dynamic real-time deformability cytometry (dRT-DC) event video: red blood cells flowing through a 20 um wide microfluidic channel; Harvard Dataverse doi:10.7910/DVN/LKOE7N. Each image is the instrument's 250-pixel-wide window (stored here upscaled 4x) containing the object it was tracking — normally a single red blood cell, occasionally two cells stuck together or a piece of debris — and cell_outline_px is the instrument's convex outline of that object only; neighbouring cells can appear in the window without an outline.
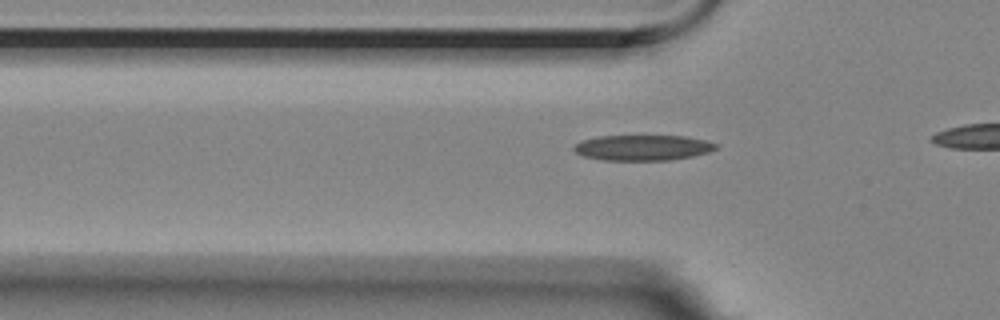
{"species": "Egyptian fruit bat (a non-hibernating species)", "species_latin": "Rousettus aegyptiacus", "temperature_condition": "room temperature", "stored_images_in_passage": 13, "camera_frame_rate_fps": 3000, "um_per_image_px": 0.085, "animal": {"sex": "female"}, "frame": {"image": 1, "passage_image": 10, "time_ms": 3.0, "image_size_px": [1000, 320], "cell_outline_px": [[720, 144], [716, 148], [708, 152], [692, 156], [672, 160], [604, 160], [584, 156], [576, 152], [572, 148], [580, 140], [596, 136], [684, 136], [704, 140]], "centroid_in_image_um": [54.62, 12.55], "position_along_channel_um": 71.2, "area_um2": 21.1}}